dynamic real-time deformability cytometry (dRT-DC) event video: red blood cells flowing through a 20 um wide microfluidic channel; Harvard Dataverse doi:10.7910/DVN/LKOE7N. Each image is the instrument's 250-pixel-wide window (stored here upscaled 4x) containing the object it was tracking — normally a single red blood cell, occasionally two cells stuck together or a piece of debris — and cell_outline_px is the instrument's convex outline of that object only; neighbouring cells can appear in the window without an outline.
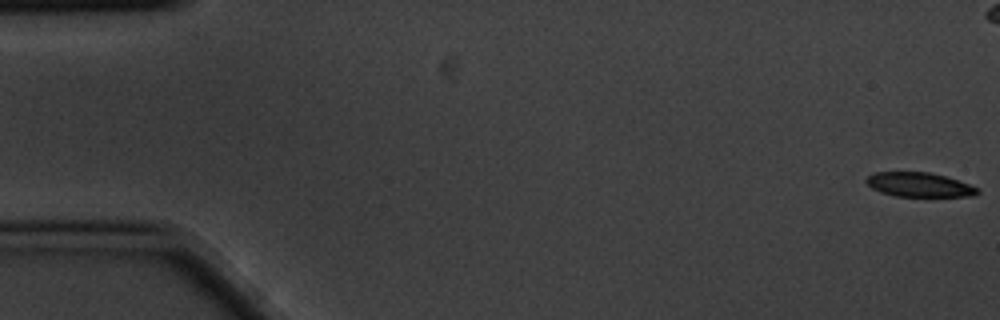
{"species": "common noctule bat (a hibernating species)", "species_latin": "Nyctalus noctula", "temperature_condition": "cold", "stored_images_in_passage": 8, "camera_frame_rate_fps": 3000, "um_per_image_px": 0.085, "animal": {"sex": "male", "body_mass_g": 20.1, "forearm_length_mm": 53.5}, "frame": {"image": 1, "passage_image": 1, "time_ms": 0.0, "image_size_px": [1000, 320], "cell_outline_px": [[980, 192], [972, 196], [896, 196], [880, 192], [872, 188], [864, 180], [868, 176], [876, 172], [932, 172], [980, 188]], "centroid_in_image_um": [78.13, 15.7], "position_along_channel_um": 6.9, "area_um2": 15.66}}